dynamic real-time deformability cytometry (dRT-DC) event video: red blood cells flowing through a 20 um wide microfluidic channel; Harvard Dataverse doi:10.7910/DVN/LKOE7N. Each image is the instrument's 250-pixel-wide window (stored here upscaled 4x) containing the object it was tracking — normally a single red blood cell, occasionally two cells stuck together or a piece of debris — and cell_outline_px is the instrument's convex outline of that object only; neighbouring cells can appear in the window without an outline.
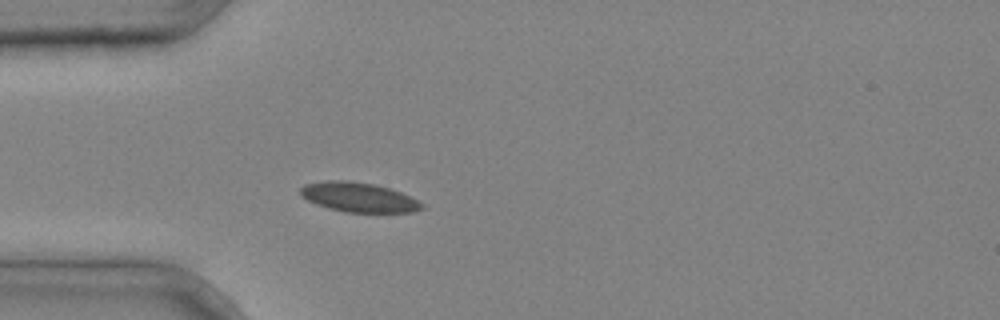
{"species": "common noctule bat (a hibernating species)", "species_latin": "Nyctalus noctula", "temperature_condition": "cold", "stored_images_in_passage": 31, "camera_frame_rate_fps": 3000, "um_per_image_px": 0.085, "animal": {"sex": "male", "body_mass_g": 20.4}, "frame": {"image": 1, "passage_image": 1, "time_ms": 0.0, "image_size_px": [1000, 320], "cell_outline_px": [[424, 208], [412, 212], [344, 212], [328, 208], [316, 204], [300, 196], [300, 188], [304, 184], [328, 180], [348, 180], [376, 184], [400, 192], [424, 204]], "centroid_in_image_um": [30.45, 16.76], "position_along_channel_um": 54.6, "area_um2": 20.92}}
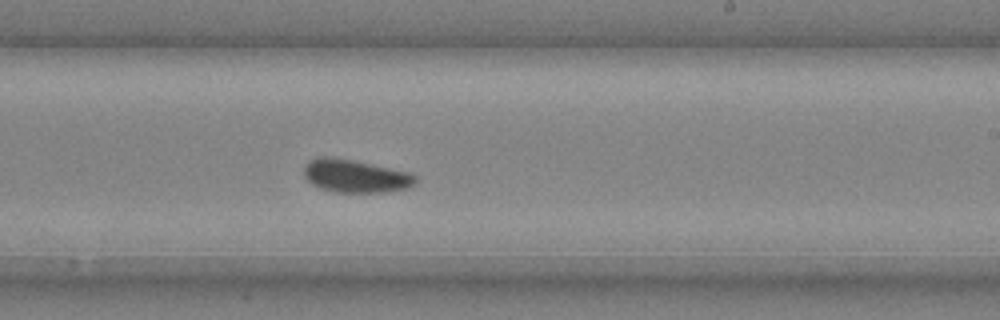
{"frame": {"image": 2, "passage_image": 15, "time_ms": 4.667, "image_size_px": [1000, 320], "cell_outline_px": [[416, 184], [408, 188], [380, 192], [332, 192], [320, 188], [312, 184], [304, 176], [304, 168], [308, 160], [316, 156], [332, 156], [352, 160], [408, 172], [416, 176]], "centroid_in_image_um": [30.16, 14.95], "position_along_channel_um": 258.8, "area_um2": 21.44}}
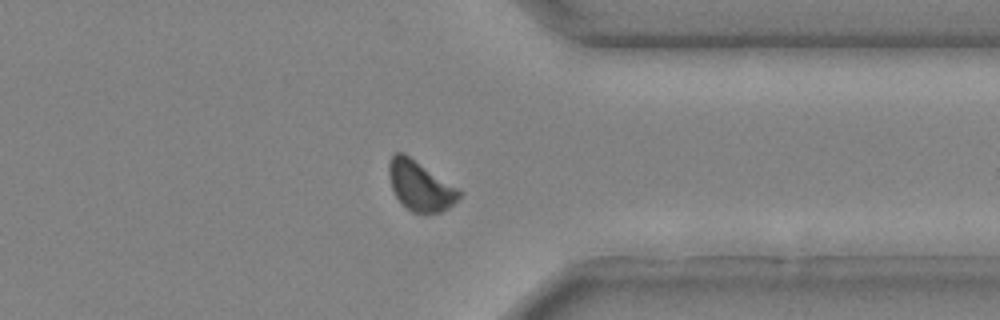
{"frame": {"image": 3, "passage_image": 23, "time_ms": 7.333, "image_size_px": [1000, 320], "cell_outline_px": [[464, 192], [448, 208], [440, 212], [424, 216], [412, 212], [396, 196], [392, 188], [388, 176], [388, 164], [392, 156], [396, 152], [404, 152]], "centroid_in_image_um": [35.71, 15.81], "position_along_channel_um": 375.7, "area_um2": 20.52}}